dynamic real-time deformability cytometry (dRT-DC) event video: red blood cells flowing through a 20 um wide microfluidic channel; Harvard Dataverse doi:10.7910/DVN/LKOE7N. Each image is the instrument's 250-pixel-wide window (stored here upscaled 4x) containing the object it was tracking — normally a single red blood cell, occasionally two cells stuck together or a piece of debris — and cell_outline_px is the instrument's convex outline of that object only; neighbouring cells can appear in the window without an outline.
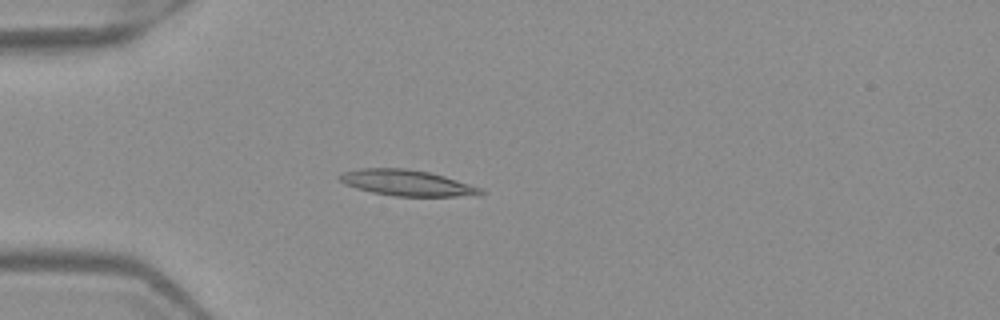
{"species": "Egyptian fruit bat (a non-hibernating species)", "species_latin": "Rousettus aegyptiacus", "temperature_condition": "warm", "stored_images_in_passage": 5, "camera_frame_rate_fps": 3000, "um_per_image_px": 0.085, "frame": {"image": 1, "passage_image": 5, "time_ms": 1.333, "image_size_px": [1000, 320], "cell_outline_px": [[484, 192], [476, 196], [396, 196], [372, 192], [356, 188], [344, 184], [336, 176], [340, 172], [360, 168], [404, 168], [428, 172], [444, 176], [480, 188]], "centroid_in_image_um": [34.51, 15.54], "position_along_channel_um": 50.5, "area_um2": 21.21}}